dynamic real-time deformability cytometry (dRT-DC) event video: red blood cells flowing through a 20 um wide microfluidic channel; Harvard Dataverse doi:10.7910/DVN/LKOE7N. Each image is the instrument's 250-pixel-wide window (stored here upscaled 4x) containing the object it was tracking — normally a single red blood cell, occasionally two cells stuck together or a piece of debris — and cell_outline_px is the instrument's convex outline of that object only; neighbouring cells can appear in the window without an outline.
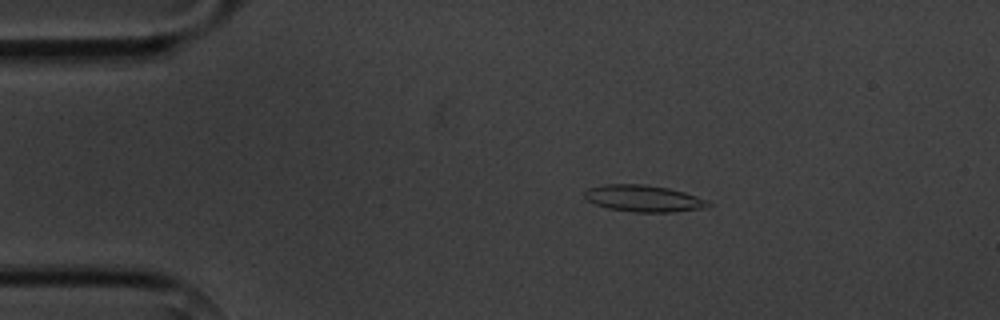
{"species": "common noctule bat (a hibernating species)", "species_latin": "Nyctalus noctula", "temperature_condition": "cold", "stored_images_in_passage": 7, "camera_frame_rate_fps": 3000, "um_per_image_px": 0.085, "animal": {"sex": "male", "body_mass_g": 20.1, "forearm_length_mm": 53.5}, "frame": {"image": 1, "passage_image": 1, "time_ms": 0.0, "image_size_px": [1000, 320], "cell_outline_px": [[712, 204], [700, 208], [672, 212], [632, 212], [608, 208], [596, 204], [588, 200], [584, 196], [584, 192], [588, 188], [604, 184], [644, 184], [668, 188], [684, 192], [708, 200]], "centroid_in_image_um": [54.68, 16.86], "position_along_channel_um": 30.3, "area_um2": 19.07}}
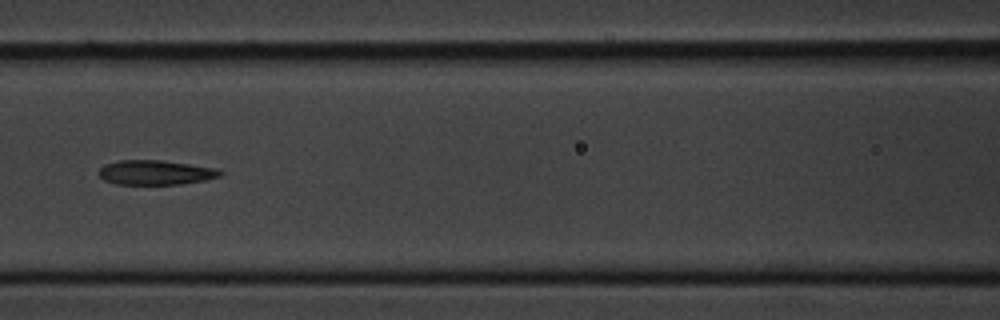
{"frame": {"image": 2, "passage_image": 5, "time_ms": 4.667, "image_size_px": [1000, 320], "cell_outline_px": [[224, 172], [220, 176], [204, 180], [180, 184], [116, 184], [104, 180], [100, 176], [100, 168], [104, 164], [120, 160], [160, 160], [216, 168]], "centroid_in_image_um": [13.21, 14.66], "position_along_channel_um": 153.4, "area_um2": 17.22}}
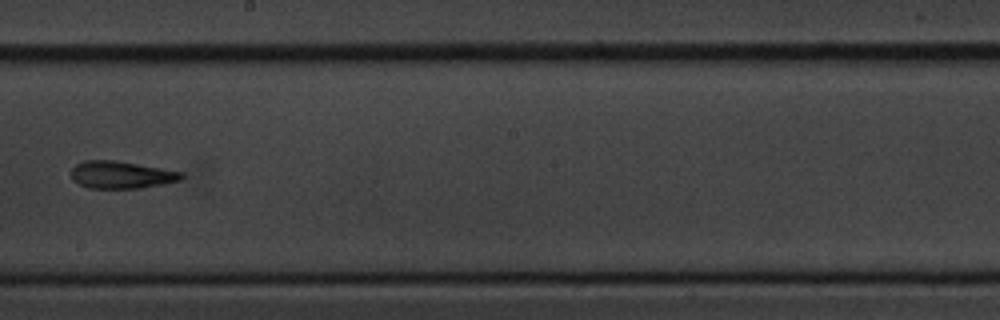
{"frame": {"image": 3, "passage_image": 7, "time_ms": 7.0, "image_size_px": [1000, 320], "cell_outline_px": [[184, 176], [180, 180], [164, 184], [140, 188], [88, 188], [72, 180], [72, 168], [76, 164], [84, 160], [116, 160], [184, 172]], "centroid_in_image_um": [10.32, 14.85], "position_along_channel_um": 237.9, "area_um2": 17.63}}